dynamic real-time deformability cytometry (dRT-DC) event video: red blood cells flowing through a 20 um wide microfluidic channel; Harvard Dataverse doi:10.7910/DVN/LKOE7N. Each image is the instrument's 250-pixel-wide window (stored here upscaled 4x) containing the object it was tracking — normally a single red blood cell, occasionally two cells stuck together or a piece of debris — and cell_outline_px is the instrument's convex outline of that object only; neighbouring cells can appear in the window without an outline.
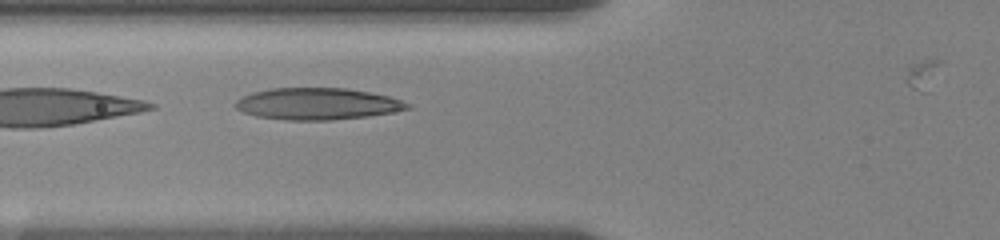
{"species": "human", "species_latin": "Homo sapiens", "temperature_condition": "room temperature", "stored_images_in_passage": 22, "camera_frame_rate_fps": 3000, "um_per_image_px": 0.085, "donor": {"sex": "female"}, "frame": {"image": 1, "passage_image": 7, "time_ms": 4.333, "image_size_px": [1000, 240], "cell_outline_px": [[412, 108], [392, 112], [368, 116], [332, 120], [284, 120], [256, 116], [244, 112], [236, 108], [236, 100], [252, 92], [272, 88], [348, 88], [388, 96], [412, 104]], "centroid_in_image_um": [26.99, 8.83], "position_along_channel_um": 98.8, "area_um2": 31.73}}